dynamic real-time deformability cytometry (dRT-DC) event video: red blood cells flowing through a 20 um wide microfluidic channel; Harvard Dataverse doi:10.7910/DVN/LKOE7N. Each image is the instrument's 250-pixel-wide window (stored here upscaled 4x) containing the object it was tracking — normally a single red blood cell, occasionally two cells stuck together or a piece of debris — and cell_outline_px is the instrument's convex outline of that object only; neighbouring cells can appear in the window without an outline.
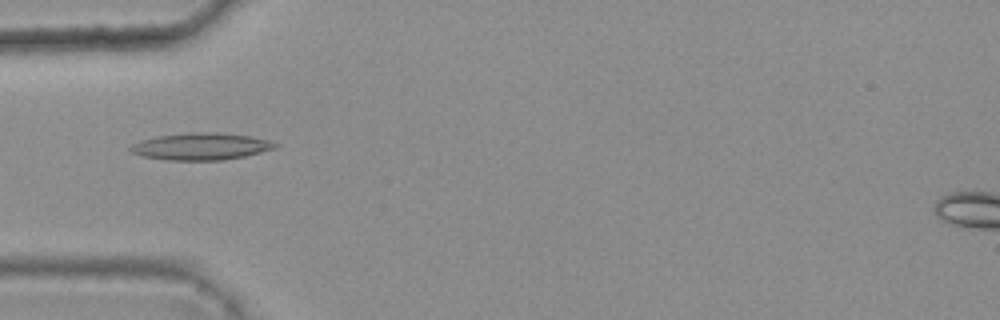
{"species": "common noctule bat (a hibernating species)", "species_latin": "Nyctalus noctula", "temperature_condition": "warm", "stored_images_in_passage": 4, "camera_frame_rate_fps": 3000, "um_per_image_px": 0.085, "animal": {"sex": "female", "body_mass_g": 25.1}, "frame": {"image": 1, "passage_image": 2, "time_ms": 0.333, "image_size_px": [1000, 320], "cell_outline_px": [[280, 144], [276, 148], [244, 156], [220, 160], [168, 160], [144, 156], [132, 152], [128, 148], [132, 144], [140, 140], [156, 136], [192, 132], [216, 132], [248, 136], [268, 140]], "centroid_in_image_um": [17.07, 12.44], "position_along_channel_um": 67.9, "area_um2": 22.6}}
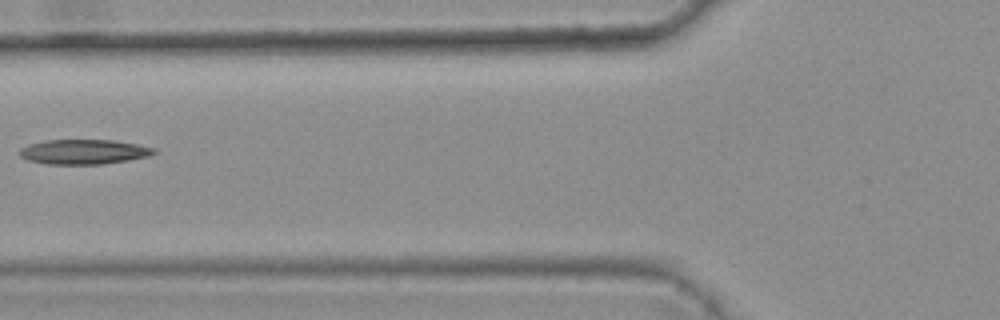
{"frame": {"image": 2, "passage_image": 3, "time_ms": 0.667, "image_size_px": [1000, 320], "cell_outline_px": [[156, 152], [148, 156], [128, 160], [104, 164], [44, 164], [28, 160], [20, 156], [16, 152], [20, 148], [28, 144], [44, 140], [112, 140], [136, 144], [156, 148]], "centroid_in_image_um": [7.06, 12.9], "position_along_channel_um": 118.7, "area_um2": 19.54}}
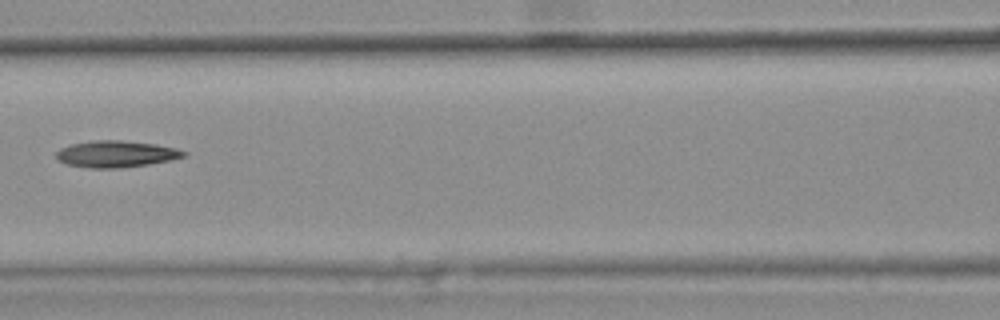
{"frame": {"image": 3, "passage_image": 4, "time_ms": 1.0, "image_size_px": [1000, 320], "cell_outline_px": [[188, 152], [184, 156], [172, 160], [148, 164], [116, 168], [92, 168], [68, 164], [60, 160], [56, 156], [56, 152], [60, 148], [72, 144], [92, 140], [120, 140], [156, 144], [176, 148]], "centroid_in_image_um": [9.89, 13.08], "position_along_channel_um": 156.7, "area_um2": 19.59}}